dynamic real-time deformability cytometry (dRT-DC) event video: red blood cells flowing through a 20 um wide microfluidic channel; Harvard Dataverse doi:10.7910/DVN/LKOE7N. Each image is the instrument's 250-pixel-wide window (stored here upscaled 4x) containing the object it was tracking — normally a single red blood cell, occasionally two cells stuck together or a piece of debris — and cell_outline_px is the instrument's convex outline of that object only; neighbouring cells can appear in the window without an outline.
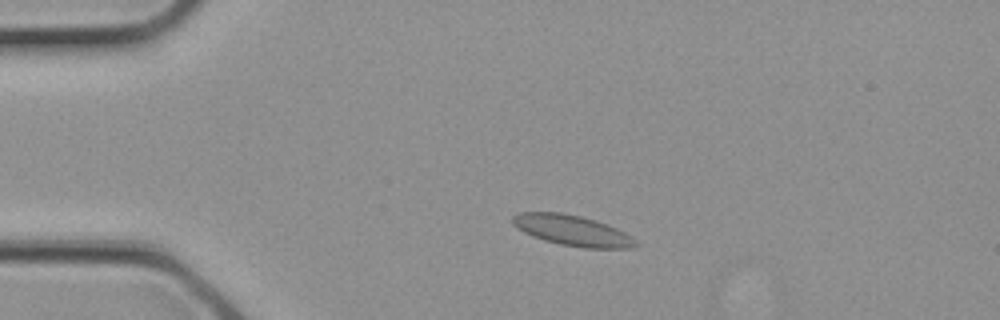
{"species": "common noctule bat (a hibernating species)", "species_latin": "Nyctalus noctula", "temperature_condition": "cold", "stored_images_in_passage": 1, "camera_frame_rate_fps": 3000, "um_per_image_px": 0.085, "animal": {"sex": "female", "body_mass_g": 21.9}, "frame": {"image": 1, "passage_image": 1, "time_ms": 0.0, "image_size_px": [1000, 320], "cell_outline_px": [[640, 244], [628, 248], [584, 248], [560, 244], [544, 240], [532, 236], [516, 228], [512, 224], [512, 216], [520, 212], [564, 212], [596, 220], [608, 224], [624, 232], [636, 240]], "centroid_in_image_um": [48.63, 19.58], "position_along_channel_um": 36.4, "area_um2": 22.02}}